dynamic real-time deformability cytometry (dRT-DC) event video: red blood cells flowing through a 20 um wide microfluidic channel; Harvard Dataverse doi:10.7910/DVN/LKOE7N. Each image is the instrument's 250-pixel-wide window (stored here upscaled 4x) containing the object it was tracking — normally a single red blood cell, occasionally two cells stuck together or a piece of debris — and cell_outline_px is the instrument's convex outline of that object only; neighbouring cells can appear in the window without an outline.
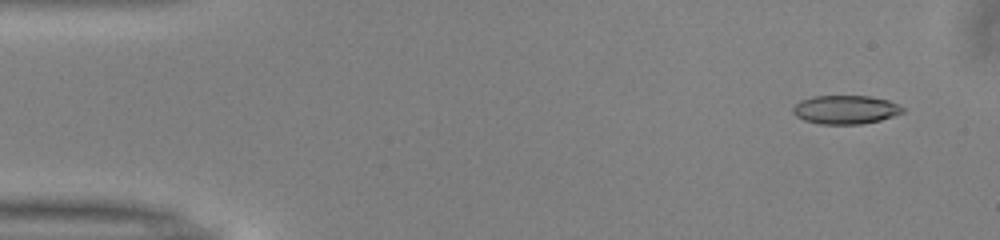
{"species": "common noctule bat (a hibernating species)", "species_latin": "Nyctalus noctula", "temperature_condition": "warm", "stored_images_in_passage": 51, "camera_frame_rate_fps": 3000, "um_per_image_px": 0.085, "animal": {"sex": "male", "body_mass_g": 13.0, "forearm_length_mm": 53.1}, "frame": {"image": 1, "passage_image": 4, "time_ms": 1.0, "image_size_px": [1000, 240], "cell_outline_px": [[904, 112], [880, 120], [860, 124], [820, 124], [804, 120], [796, 116], [792, 112], [792, 108], [800, 100], [812, 96], [868, 96], [888, 100], [904, 108]], "centroid_in_image_um": [71.83, 9.32], "position_along_channel_um": 13.2, "area_um2": 18.26}}
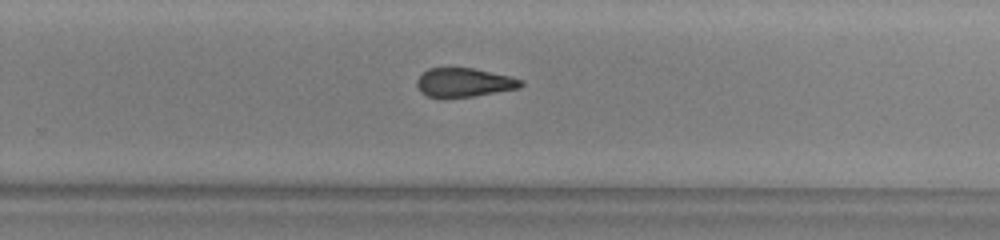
{"frame": {"image": 2, "passage_image": 33, "time_ms": 10.667, "image_size_px": [1000, 240], "cell_outline_px": [[524, 84], [520, 88], [472, 96], [428, 96], [420, 92], [416, 84], [416, 80], [428, 68], [472, 68], [512, 76], [524, 80]], "centroid_in_image_um": [39.49, 6.99], "position_along_channel_um": 290.3, "area_um2": 17.28}}
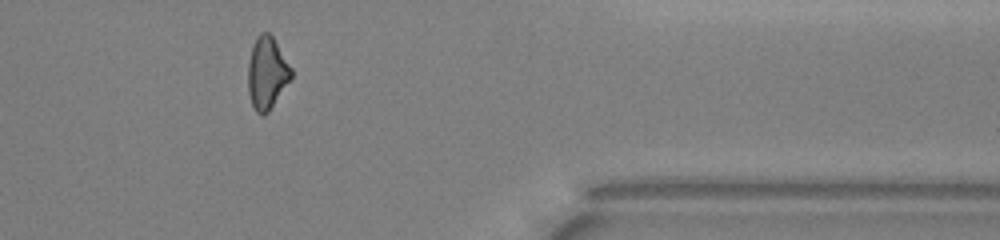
{"frame": {"image": 3, "passage_image": 42, "time_ms": 13.667, "image_size_px": [1000, 240], "cell_outline_px": [[292, 76], [268, 112], [264, 116], [260, 116], [256, 112], [252, 104], [248, 92], [248, 60], [256, 36], [260, 32], [268, 32], [272, 36], [292, 68]], "centroid_in_image_um": [22.67, 6.2], "position_along_channel_um": 388.7, "area_um2": 18.09}, "authors_computed_cell_mechanics": {"area_um2": 18.5538, "velocity_mm_per_s": 4.0425, "shape_relaxation_time_tau1_ms": null, "shape_relaxation_time_tau2_ms": 3.764, "deformation_change_tau1": null, "deformation_change_tau2": 0.1262}}